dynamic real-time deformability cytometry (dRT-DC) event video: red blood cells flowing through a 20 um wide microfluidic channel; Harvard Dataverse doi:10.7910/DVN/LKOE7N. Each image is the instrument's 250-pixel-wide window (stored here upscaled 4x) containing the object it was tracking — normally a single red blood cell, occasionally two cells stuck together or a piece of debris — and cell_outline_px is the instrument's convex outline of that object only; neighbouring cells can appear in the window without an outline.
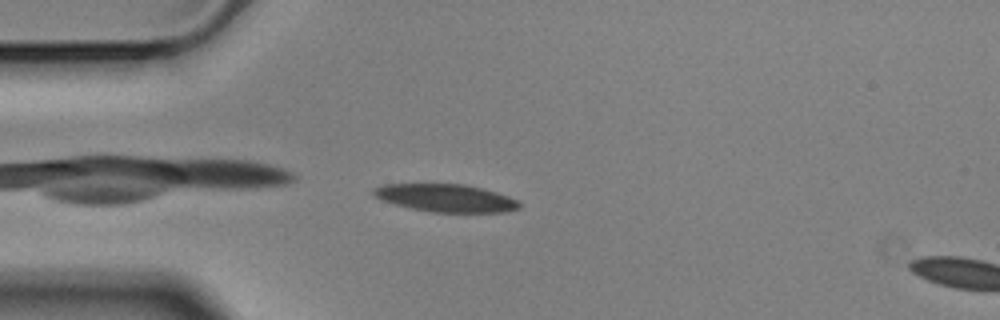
{"species": "Egyptian fruit bat (a non-hibernating species)", "species_latin": "Rousettus aegyptiacus", "temperature_condition": "cold", "stored_images_in_passage": 4, "camera_frame_rate_fps": 3000, "um_per_image_px": 0.085, "animal": {"sex": "male"}, "frame": {"image": 1, "passage_image": 1, "time_ms": 0.0, "image_size_px": [1000, 320], "cell_outline_px": [[520, 208], [504, 212], [432, 212], [412, 208], [396, 204], [384, 200], [376, 196], [372, 192], [372, 188], [384, 184], [464, 184], [480, 188], [508, 196], [516, 200], [520, 204]], "centroid_in_image_um": [37.89, 16.83], "position_along_channel_um": 47.1, "area_um2": 23.18}}